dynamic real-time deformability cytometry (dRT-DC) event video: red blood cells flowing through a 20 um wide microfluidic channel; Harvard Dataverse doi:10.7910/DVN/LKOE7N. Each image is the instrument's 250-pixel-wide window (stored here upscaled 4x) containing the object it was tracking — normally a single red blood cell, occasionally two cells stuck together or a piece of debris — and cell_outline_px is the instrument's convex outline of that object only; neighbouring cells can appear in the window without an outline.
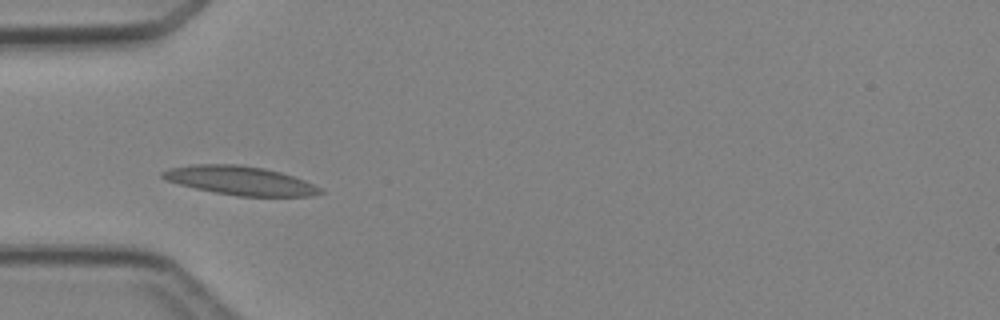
{"species": "Egyptian fruit bat (a non-hibernating species)", "species_latin": "Rousettus aegyptiacus", "temperature_condition": "cold", "stored_images_in_passage": 4, "camera_frame_rate_fps": 3000, "um_per_image_px": 0.085, "animal": {"sex": "female"}, "frame": {"image": 1, "passage_image": 3, "time_ms": 2.333, "image_size_px": [1000, 320], "cell_outline_px": [[324, 192], [312, 196], [240, 196], [216, 192], [196, 188], [164, 180], [160, 176], [160, 172], [168, 168], [192, 164], [240, 164], [264, 168], [280, 172], [304, 180], [324, 188]], "centroid_in_image_um": [20.41, 15.34], "position_along_channel_um": 64.6, "area_um2": 26.53}}
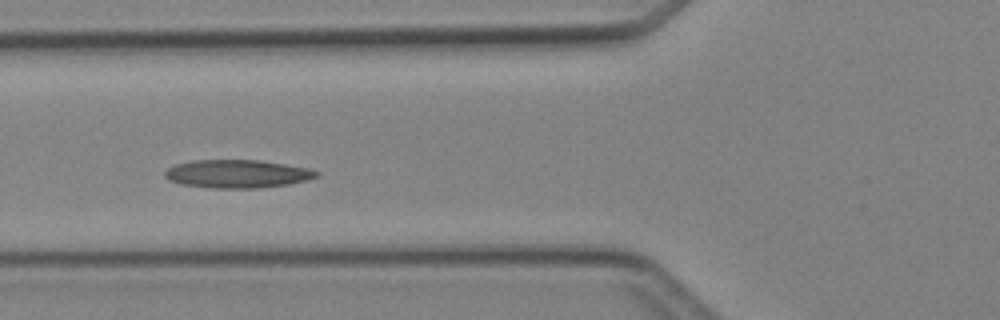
{"frame": {"image": 2, "passage_image": 4, "time_ms": 3.333, "image_size_px": [1000, 320], "cell_outline_px": [[320, 176], [308, 180], [288, 184], [260, 188], [212, 188], [180, 184], [168, 180], [164, 176], [164, 172], [168, 168], [176, 164], [192, 160], [260, 160], [308, 168], [320, 172]], "centroid_in_image_um": [20.17, 14.78], "position_along_channel_um": 105.6, "area_um2": 25.03}}